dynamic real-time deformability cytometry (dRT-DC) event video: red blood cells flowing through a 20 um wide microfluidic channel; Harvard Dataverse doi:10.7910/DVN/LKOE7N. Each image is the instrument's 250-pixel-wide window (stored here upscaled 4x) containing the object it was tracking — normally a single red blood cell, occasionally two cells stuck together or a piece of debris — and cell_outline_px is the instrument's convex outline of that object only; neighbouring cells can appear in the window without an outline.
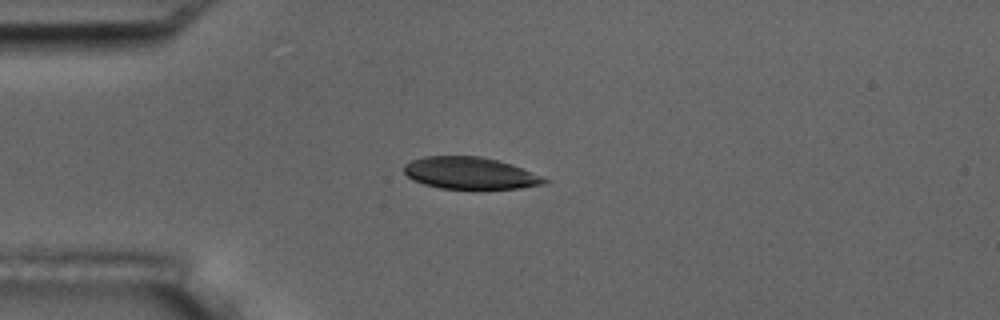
{"species": "common noctule bat (a hibernating species)", "species_latin": "Nyctalus noctula", "temperature_condition": "room temperature", "stored_images_in_passage": 12, "camera_frame_rate_fps": 3000, "um_per_image_px": 0.085, "animal": {"sex": "male", "body_mass_g": 17.5, "forearm_length_mm": 52.3}, "frame": {"image": 1, "passage_image": 1, "time_ms": 0.0, "image_size_px": [1000, 320], "cell_outline_px": [[548, 184], [520, 188], [440, 188], [424, 184], [412, 180], [404, 172], [404, 164], [412, 160], [424, 156], [480, 156], [512, 164], [540, 176], [548, 180]], "centroid_in_image_um": [39.94, 14.71], "position_along_channel_um": 45.1, "area_um2": 25.89}}
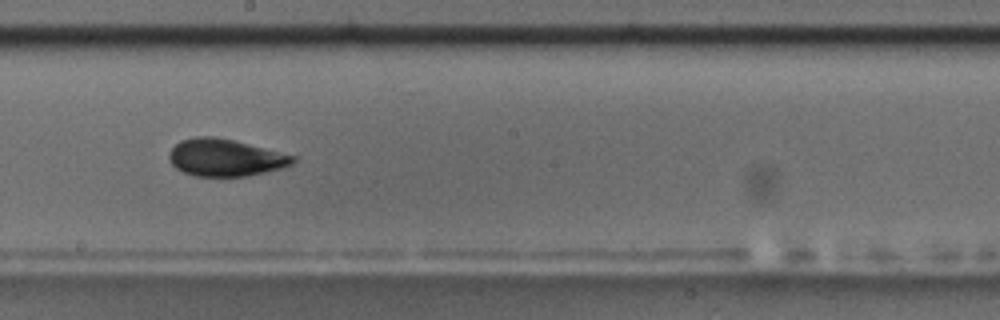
{"frame": {"image": 2, "passage_image": 6, "time_ms": 1.667, "image_size_px": [1000, 320], "cell_outline_px": [[296, 160], [292, 164], [280, 168], [248, 176], [196, 176], [184, 172], [176, 168], [172, 164], [168, 156], [168, 152], [180, 140], [196, 136], [216, 136], [296, 156]], "centroid_in_image_um": [19.12, 13.39], "position_along_channel_um": 229.1, "area_um2": 26.65}}
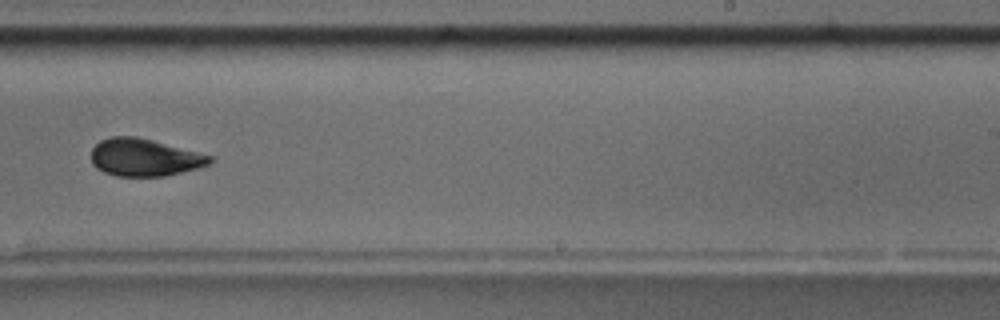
{"frame": {"image": 3, "passage_image": 7, "time_ms": 2.0, "image_size_px": [1000, 320], "cell_outline_px": [[212, 160], [208, 164], [200, 168], [164, 176], [116, 176], [104, 172], [96, 168], [92, 164], [92, 148], [100, 140], [112, 136], [136, 136], [152, 140], [212, 156]], "centroid_in_image_um": [12.25, 13.38], "position_along_channel_um": 276.8, "area_um2": 25.78}}